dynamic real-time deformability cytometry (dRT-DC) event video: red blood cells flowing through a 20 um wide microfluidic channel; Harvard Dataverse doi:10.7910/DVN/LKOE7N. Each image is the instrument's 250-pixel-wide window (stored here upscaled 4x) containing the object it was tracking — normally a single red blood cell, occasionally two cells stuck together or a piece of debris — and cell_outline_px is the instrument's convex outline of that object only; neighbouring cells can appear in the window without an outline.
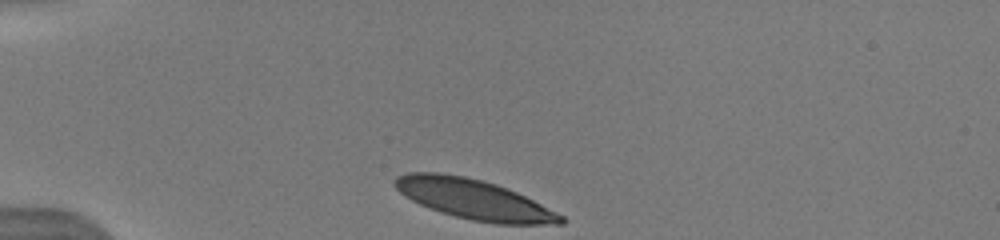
{"species": "human", "species_latin": "Homo sapiens", "temperature_condition": "warm", "stored_images_in_passage": 5, "camera_frame_rate_fps": 3000, "um_per_image_px": 0.085, "donor": {"sex": "male"}, "frame": {"image": 1, "passage_image": 1, "time_ms": 0.0, "image_size_px": [1000, 240], "cell_outline_px": [[568, 220], [564, 224], [496, 224], [472, 220], [456, 216], [420, 204], [404, 196], [392, 184], [396, 176], [408, 172], [440, 172], [464, 176], [484, 180], [496, 184], [516, 192], [564, 216]], "centroid_in_image_um": [40.28, 16.93], "position_along_channel_um": 44.7, "area_um2": 38.44}}